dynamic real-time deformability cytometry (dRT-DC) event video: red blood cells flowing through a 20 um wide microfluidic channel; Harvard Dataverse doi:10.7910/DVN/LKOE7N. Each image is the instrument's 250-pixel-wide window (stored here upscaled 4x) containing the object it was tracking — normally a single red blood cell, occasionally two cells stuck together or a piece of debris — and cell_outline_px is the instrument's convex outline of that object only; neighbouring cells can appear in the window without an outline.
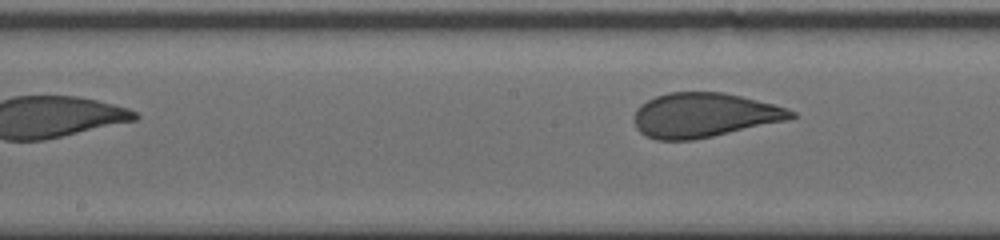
{"species": "human", "species_latin": "Homo sapiens", "temperature_condition": "cold", "stored_images_in_passage": 18, "segment_of_instrument_passage": [2, 2], "camera_frame_rate_fps": 3000, "um_per_image_px": 0.085, "donor": {"sex": "male"}, "frame": {"image": 1, "passage_image": 18, "time_ms": 5.667, "image_size_px": [1000, 240], "cell_outline_px": [[796, 116], [784, 120], [712, 136], [692, 140], [656, 140], [640, 132], [636, 128], [636, 108], [640, 104], [656, 96], [668, 92], [724, 92], [772, 104], [796, 112]], "centroid_in_image_um": [59.79, 9.78], "position_along_channel_um": 188.4, "area_um2": 39.94}}